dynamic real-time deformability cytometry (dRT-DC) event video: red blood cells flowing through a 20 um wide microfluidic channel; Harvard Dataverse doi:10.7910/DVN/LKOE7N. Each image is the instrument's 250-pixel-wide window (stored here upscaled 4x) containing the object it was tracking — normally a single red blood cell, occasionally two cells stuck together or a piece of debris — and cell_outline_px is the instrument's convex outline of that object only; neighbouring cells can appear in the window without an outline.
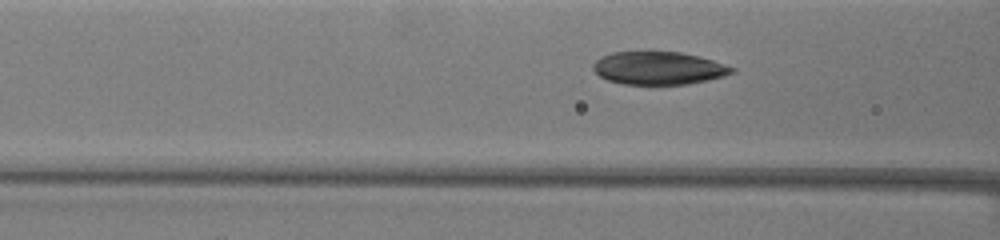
{"species": "common noctule bat (a hibernating species)", "species_latin": "Nyctalus noctula", "temperature_condition": "warm", "stored_images_in_passage": 49, "camera_frame_rate_fps": 3000, "um_per_image_px": 0.085, "animal": {"sex": "female", "body_mass_g": 19.5, "forearm_length_mm": 54.1}, "frame": {"image": 1, "passage_image": 32, "time_ms": 10.333, "image_size_px": [1000, 240], "cell_outline_px": [[736, 72], [724, 76], [708, 80], [688, 84], [624, 84], [608, 80], [600, 76], [592, 68], [592, 64], [596, 60], [612, 52], [648, 48], [680, 52], [700, 56], [736, 68]], "centroid_in_image_um": [55.97, 5.74], "position_along_channel_um": 110.6, "area_um2": 27.51}}
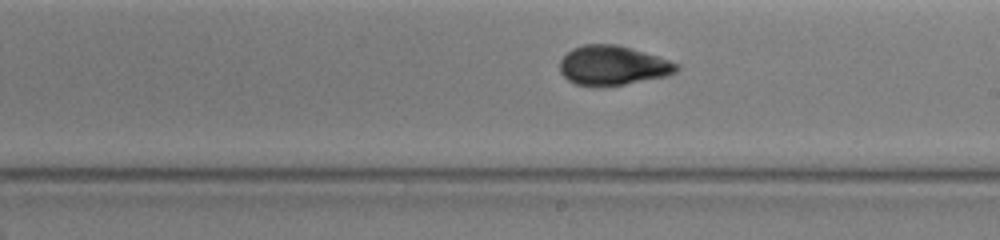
{"frame": {"image": 2, "passage_image": 44, "time_ms": 14.333, "image_size_px": [1000, 240], "cell_outline_px": [[680, 68], [676, 72], [668, 76], [604, 88], [592, 88], [576, 84], [568, 80], [560, 72], [560, 60], [572, 48], [584, 44], [616, 44], [656, 56], [680, 64]], "centroid_in_image_um": [52.07, 5.6], "position_along_channel_um": 236.9, "area_um2": 27.22}}
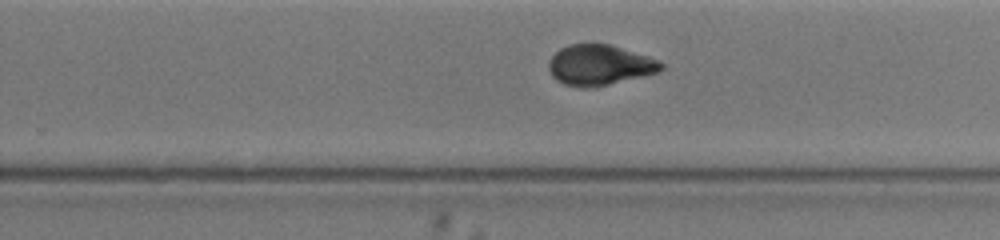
{"frame": {"image": 3, "passage_image": 48, "time_ms": 15.667, "image_size_px": [1000, 240], "cell_outline_px": [[664, 68], [660, 72], [596, 88], [576, 88], [564, 84], [556, 80], [552, 76], [548, 68], [548, 64], [552, 56], [560, 48], [568, 44], [612, 44], [660, 60], [664, 64]], "centroid_in_image_um": [50.99, 5.55], "position_along_channel_um": 278.8, "area_um2": 27.05}}